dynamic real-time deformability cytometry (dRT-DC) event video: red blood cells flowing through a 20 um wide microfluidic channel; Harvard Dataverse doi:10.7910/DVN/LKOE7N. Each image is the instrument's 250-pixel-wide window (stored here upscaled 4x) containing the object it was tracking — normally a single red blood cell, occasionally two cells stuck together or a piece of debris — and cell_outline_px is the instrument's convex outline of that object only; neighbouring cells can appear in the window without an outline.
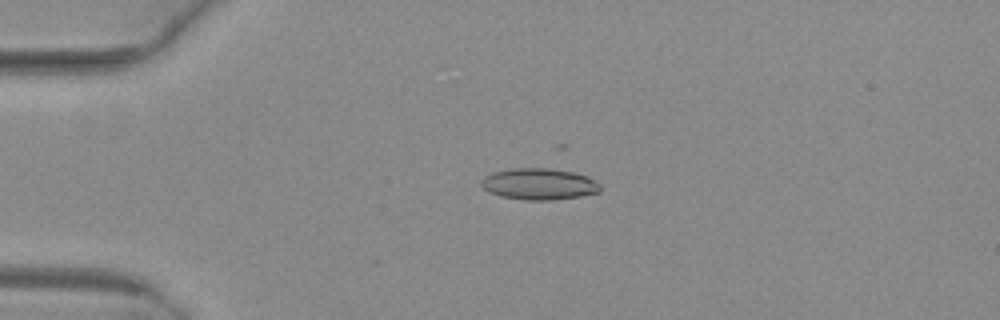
{"species": "common noctule bat (a hibernating species)", "species_latin": "Nyctalus noctula", "temperature_condition": "warm", "stored_images_in_passage": 31, "camera_frame_rate_fps": 3000, "um_per_image_px": 0.085, "animal": {"sex": "female", "body_mass_g": 29.2, "forearm_length_mm": 56.3}, "frame": {"image": 1, "passage_image": 7, "time_ms": 2.0, "image_size_px": [1000, 320], "cell_outline_px": [[600, 192], [580, 196], [552, 200], [524, 200], [500, 196], [488, 192], [480, 184], [480, 180], [484, 176], [492, 172], [512, 168], [548, 168], [572, 172], [588, 176], [600, 184]], "centroid_in_image_um": [45.79, 15.64], "position_along_channel_um": 39.2, "area_um2": 21.91}}
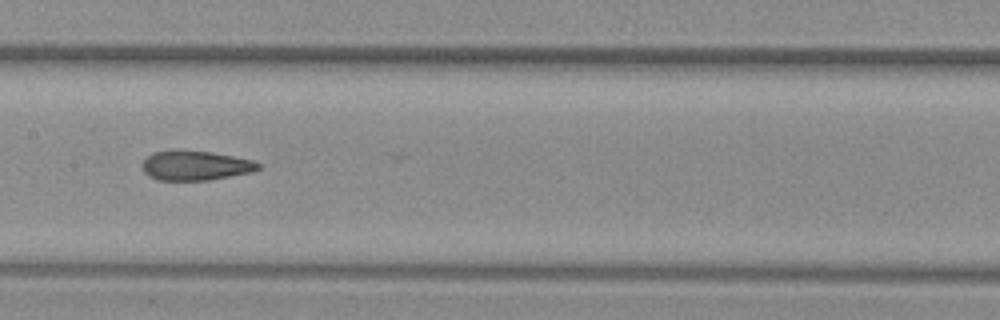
{"frame": {"image": 2, "passage_image": 21, "time_ms": 6.667, "image_size_px": [1000, 320], "cell_outline_px": [[260, 168], [252, 172], [208, 180], [160, 180], [148, 176], [144, 172], [144, 160], [152, 152], [212, 152], [252, 160], [260, 164]], "centroid_in_image_um": [16.65, 14.1], "position_along_channel_um": 190.8, "area_um2": 19.31}}
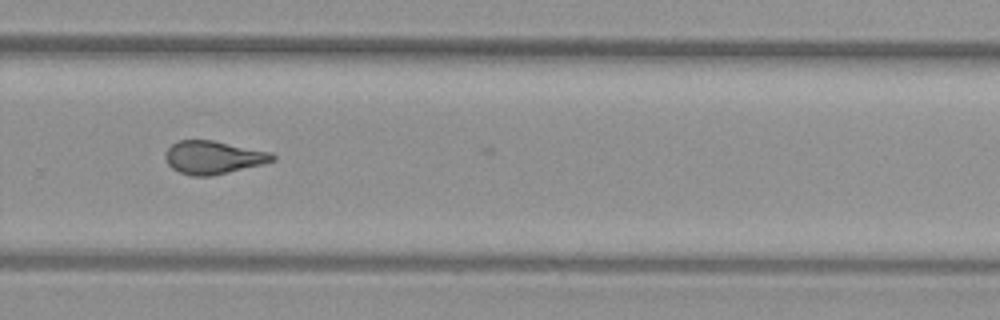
{"frame": {"image": 3, "passage_image": 30, "time_ms": 9.667, "image_size_px": [1000, 320], "cell_outline_px": [[276, 160], [264, 164], [212, 176], [192, 176], [180, 172], [172, 168], [168, 164], [164, 156], [164, 152], [172, 144], [180, 140], [212, 140], [272, 152], [276, 156]], "centroid_in_image_um": [18.15, 13.38], "position_along_channel_um": 311.7, "area_um2": 20.81}}